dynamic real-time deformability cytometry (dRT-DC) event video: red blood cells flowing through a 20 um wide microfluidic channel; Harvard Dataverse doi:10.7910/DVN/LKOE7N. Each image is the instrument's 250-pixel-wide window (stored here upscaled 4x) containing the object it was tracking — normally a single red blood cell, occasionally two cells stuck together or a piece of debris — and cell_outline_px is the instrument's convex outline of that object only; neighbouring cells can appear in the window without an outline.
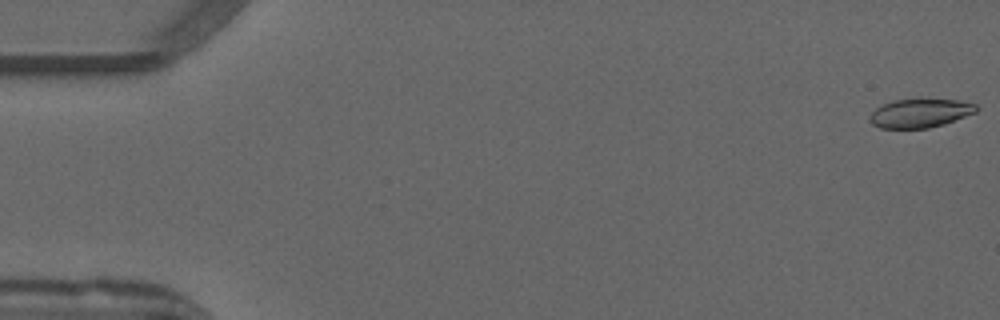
{"species": "common noctule bat (a hibernating species)", "species_latin": "Nyctalus noctula", "temperature_condition": "warm", "stored_images_in_passage": 53, "camera_frame_rate_fps": 3000, "um_per_image_px": 0.085, "animal": {"sex": "male", "forearm_length_mm": 52.5}, "frame": {"image": 1, "passage_image": 1, "time_ms": 0.0, "image_size_px": [1000, 320], "cell_outline_px": [[980, 108], [976, 112], [944, 124], [928, 128], [880, 128], [872, 124], [868, 120], [872, 112], [876, 108], [892, 100], [960, 100], [976, 104]], "centroid_in_image_um": [78.21, 9.63], "position_along_channel_um": 6.8, "area_um2": 17.69}}
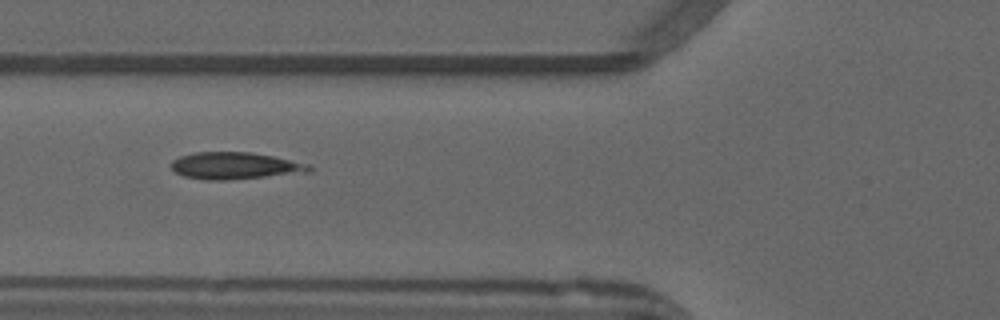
{"frame": {"image": 2, "passage_image": 20, "time_ms": 6.333, "image_size_px": [1000, 320], "cell_outline_px": [[312, 172], [228, 180], [204, 180], [184, 176], [176, 172], [172, 168], [172, 160], [180, 156], [196, 152], [252, 152], [272, 156], [308, 164], [312, 168]], "centroid_in_image_um": [19.98, 14.09], "position_along_channel_um": 105.8, "area_um2": 21.62}}
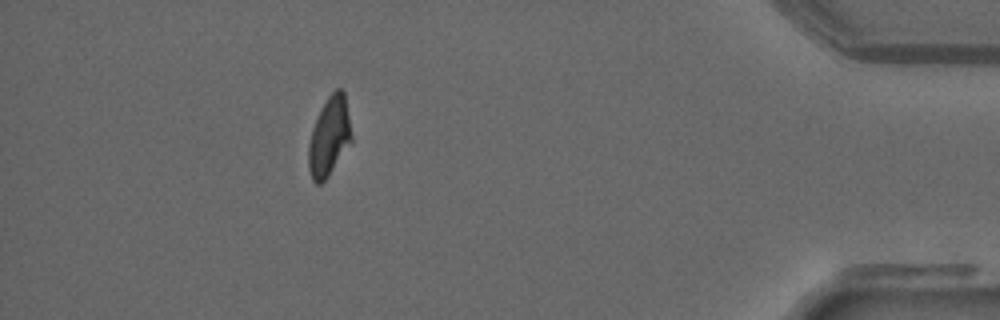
{"frame": {"image": 3, "passage_image": 47, "time_ms": 15.333, "image_size_px": [1000, 320], "cell_outline_px": [[352, 140], [328, 176], [320, 184], [316, 184], [312, 180], [308, 168], [308, 144], [312, 128], [328, 96], [336, 88], [340, 88], [344, 92], [352, 136]], "centroid_in_image_um": [27.97, 11.63], "position_along_channel_um": 407.2, "area_um2": 19.48}}